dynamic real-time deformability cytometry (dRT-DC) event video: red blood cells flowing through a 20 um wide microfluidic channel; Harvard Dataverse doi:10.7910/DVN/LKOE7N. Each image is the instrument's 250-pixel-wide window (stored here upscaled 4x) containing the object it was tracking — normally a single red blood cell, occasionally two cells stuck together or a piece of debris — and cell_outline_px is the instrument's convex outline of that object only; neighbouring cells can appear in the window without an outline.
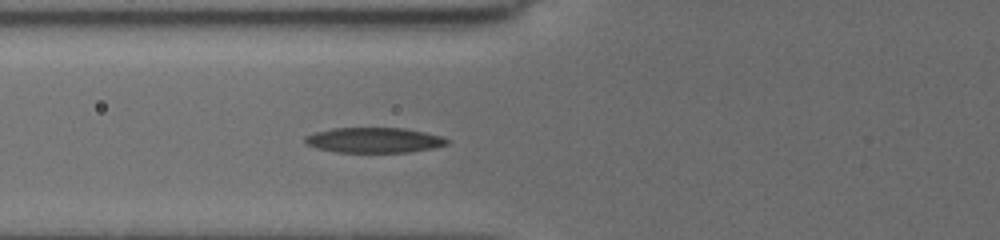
{"species": "common noctule bat (a hibernating species)", "species_latin": "Nyctalus noctula", "temperature_condition": "cold", "stored_images_in_passage": 6, "camera_frame_rate_fps": 3000, "um_per_image_px": 0.085, "animal": {"sex": "female", "body_mass_g": 19.5, "forearm_length_mm": 54.1}, "frame": {"image": 1, "passage_image": 3, "time_ms": 1.333, "image_size_px": [1000, 240], "cell_outline_px": [[448, 144], [432, 148], [408, 152], [336, 152], [316, 148], [304, 144], [304, 136], [316, 132], [332, 128], [404, 128], [424, 132], [440, 136], [448, 140]], "centroid_in_image_um": [31.73, 11.91], "position_along_channel_um": 94.1, "area_um2": 20.81}}
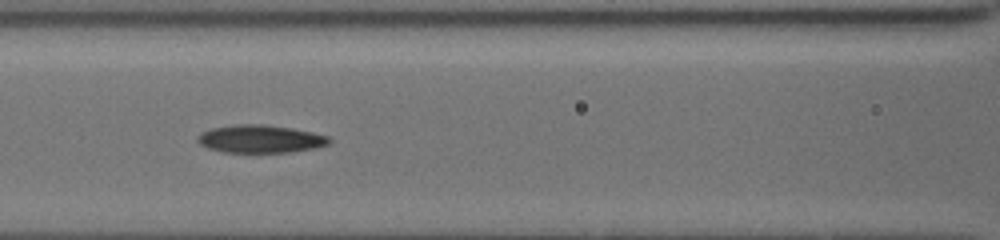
{"frame": {"image": 2, "passage_image": 5, "time_ms": 2.667, "image_size_px": [1000, 240], "cell_outline_px": [[332, 140], [328, 144], [316, 148], [292, 152], [224, 152], [204, 148], [196, 140], [196, 136], [212, 128], [232, 124], [264, 124], [292, 128], [312, 132], [328, 136]], "centroid_in_image_um": [22.11, 11.81], "position_along_channel_um": 144.5, "area_um2": 21.56}}